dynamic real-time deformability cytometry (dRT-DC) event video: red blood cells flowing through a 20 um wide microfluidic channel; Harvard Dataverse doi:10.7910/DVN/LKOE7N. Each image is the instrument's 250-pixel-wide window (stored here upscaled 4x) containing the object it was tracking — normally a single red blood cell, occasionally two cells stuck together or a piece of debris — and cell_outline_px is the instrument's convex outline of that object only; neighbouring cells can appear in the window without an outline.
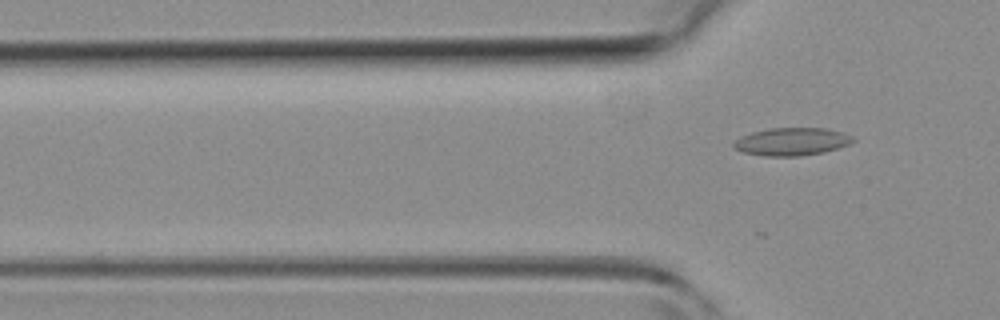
{"species": "common noctule bat (a hibernating species)", "species_latin": "Nyctalus noctula", "temperature_condition": "room temperature", "stored_images_in_passage": 2, "camera_frame_rate_fps": 3000, "um_per_image_px": 0.085, "animal": {"sex": "female", "body_mass_g": 19.3, "forearm_length_mm": 54.1}, "frame": {"image": 1, "passage_image": 2, "time_ms": 1.667, "image_size_px": [1000, 320], "cell_outline_px": [[856, 140], [848, 144], [824, 152], [800, 156], [764, 156], [744, 152], [732, 148], [732, 144], [740, 136], [752, 132], [768, 128], [824, 128], [840, 132], [852, 136]], "centroid_in_image_um": [67.25, 12.04], "position_along_channel_um": 58.5, "area_um2": 19.25}}